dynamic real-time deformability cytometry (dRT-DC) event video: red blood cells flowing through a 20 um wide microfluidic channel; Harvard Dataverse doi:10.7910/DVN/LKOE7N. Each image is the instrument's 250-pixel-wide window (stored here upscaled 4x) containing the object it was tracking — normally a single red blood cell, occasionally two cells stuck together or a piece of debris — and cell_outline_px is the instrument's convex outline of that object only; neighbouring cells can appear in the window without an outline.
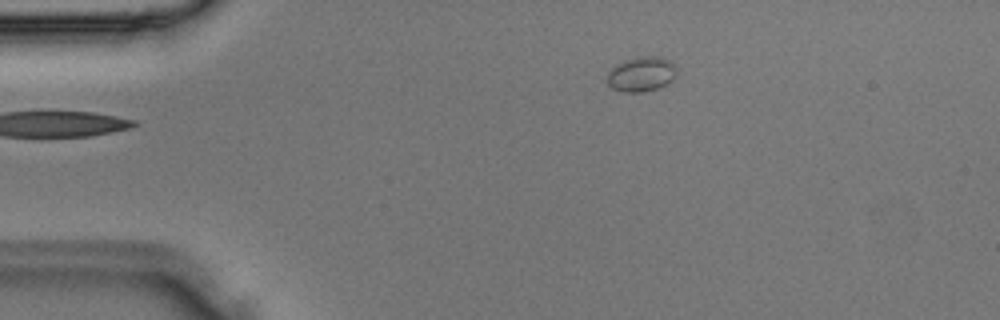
{"species": "Egyptian fruit bat (a non-hibernating species)", "species_latin": "Rousettus aegyptiacus", "temperature_condition": "room temperature", "stored_images_in_passage": 3, "camera_frame_rate_fps": 3000, "um_per_image_px": 0.085, "animal": {"sex": "male"}, "frame": {"image": 1, "passage_image": 2, "time_ms": 0.333, "image_size_px": [1000, 320], "cell_outline_px": [[676, 76], [668, 84], [644, 92], [624, 92], [612, 88], [604, 80], [608, 72], [616, 64], [624, 60], [640, 56], [660, 56], [668, 60], [676, 68]], "centroid_in_image_um": [54.48, 6.3], "position_along_channel_um": 30.5, "area_um2": 14.28}}